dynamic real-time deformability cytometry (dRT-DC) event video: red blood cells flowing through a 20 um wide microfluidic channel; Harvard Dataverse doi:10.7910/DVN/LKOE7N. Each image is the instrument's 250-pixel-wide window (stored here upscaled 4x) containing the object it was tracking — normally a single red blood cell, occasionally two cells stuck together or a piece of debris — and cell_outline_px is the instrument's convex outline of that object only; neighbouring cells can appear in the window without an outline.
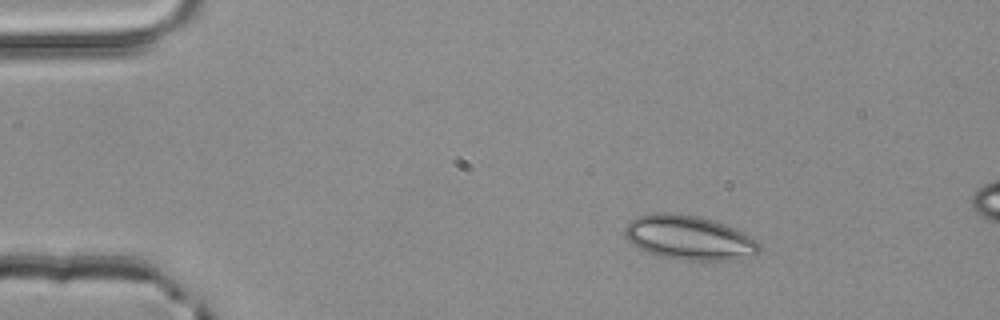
{"species": "common noctule bat (a hibernating species)", "species_latin": "Nyctalus noctula", "temperature_condition": "room temperature", "stored_images_in_passage": 3, "camera_frame_rate_fps": 3000, "um_per_image_px": 0.085, "animal": {"sex": "male", "body_mass_g": 20.4}, "frame": {"image": 1, "passage_image": 1, "time_ms": 0.0, "image_size_px": [1000, 320], "cell_outline_px": [[760, 252], [728, 260], [684, 260], [660, 256], [648, 252], [632, 244], [624, 236], [624, 228], [636, 216], [652, 212], [676, 212], [700, 216], [724, 224], [744, 232], [756, 240], [760, 244]], "centroid_in_image_um": [58.53, 20.17], "position_along_channel_um": 26.5, "area_um2": 34.74}}